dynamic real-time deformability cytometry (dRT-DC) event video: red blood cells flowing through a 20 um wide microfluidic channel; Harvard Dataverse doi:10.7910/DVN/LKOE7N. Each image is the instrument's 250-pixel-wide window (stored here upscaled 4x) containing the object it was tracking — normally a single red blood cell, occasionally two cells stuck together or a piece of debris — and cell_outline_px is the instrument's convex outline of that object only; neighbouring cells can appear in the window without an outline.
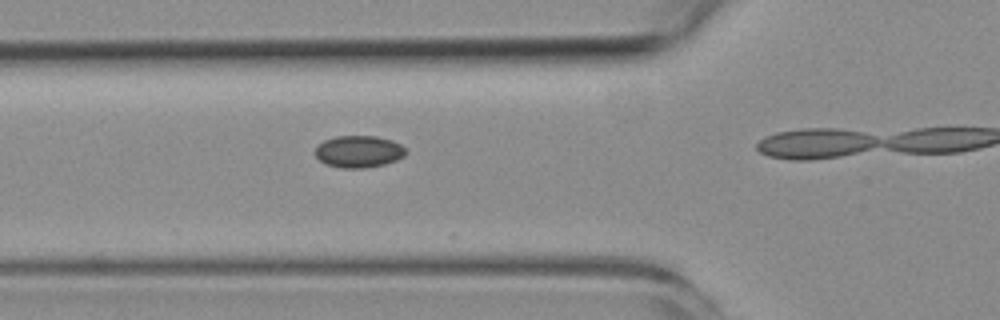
{"species": "common noctule bat (a hibernating species)", "species_latin": "Nyctalus noctula", "temperature_condition": "room temperature", "stored_images_in_passage": 4, "camera_frame_rate_fps": 3000, "um_per_image_px": 0.085, "animal": {"sex": "female", "body_mass_g": 19.3, "forearm_length_mm": 54.1}, "frame": {"image": 1, "passage_image": 3, "time_ms": 2.333, "image_size_px": [1000, 320], "cell_outline_px": [[404, 156], [396, 160], [384, 164], [364, 168], [340, 168], [328, 164], [320, 160], [316, 156], [316, 148], [324, 140], [336, 136], [376, 136], [392, 140], [400, 144], [404, 148]], "centroid_in_image_um": [30.49, 12.88], "position_along_channel_um": 95.3, "area_um2": 16.65}}